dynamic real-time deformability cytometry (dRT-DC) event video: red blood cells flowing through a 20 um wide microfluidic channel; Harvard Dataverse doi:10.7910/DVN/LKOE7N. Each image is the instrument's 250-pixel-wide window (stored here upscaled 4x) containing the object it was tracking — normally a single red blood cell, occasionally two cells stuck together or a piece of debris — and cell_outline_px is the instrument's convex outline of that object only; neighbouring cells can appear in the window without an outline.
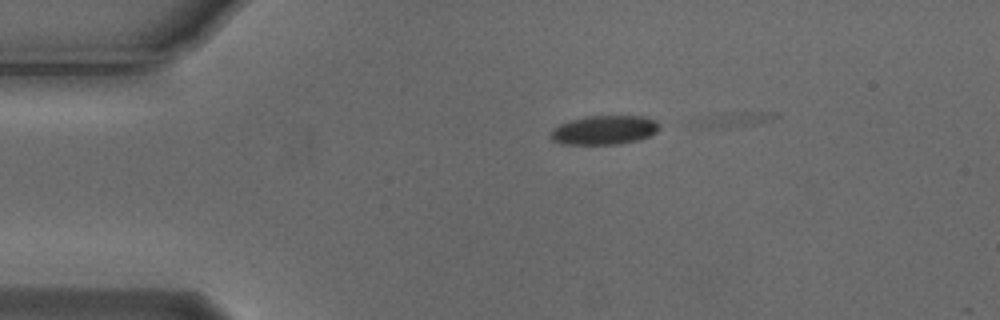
{"species": "Egyptian fruit bat (a non-hibernating species)", "species_latin": "Rousettus aegyptiacus", "temperature_condition": "cold", "stored_images_in_passage": 5, "camera_frame_rate_fps": 3000, "um_per_image_px": 0.085, "animal": {"sex": "male"}, "frame": {"image": 1, "passage_image": 3, "time_ms": 0.667, "image_size_px": [1000, 320], "cell_outline_px": [[660, 128], [656, 132], [640, 140], [620, 144], [560, 144], [552, 140], [548, 136], [552, 128], [560, 124], [584, 116], [644, 116], [656, 120], [660, 124]], "centroid_in_image_um": [51.35, 11.05], "position_along_channel_um": 33.6, "area_um2": 18.67}}